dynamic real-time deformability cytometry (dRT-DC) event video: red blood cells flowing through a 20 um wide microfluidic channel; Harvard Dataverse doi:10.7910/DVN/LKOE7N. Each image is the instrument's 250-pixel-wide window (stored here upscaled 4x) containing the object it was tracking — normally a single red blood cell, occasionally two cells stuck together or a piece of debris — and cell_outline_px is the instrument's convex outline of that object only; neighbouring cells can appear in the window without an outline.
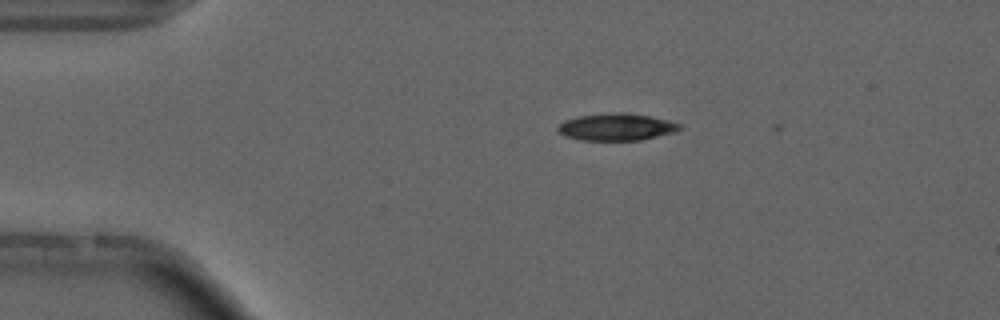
{"species": "common noctule bat (a hibernating species)", "species_latin": "Nyctalus noctula", "temperature_condition": "cold", "stored_images_in_passage": 4, "camera_frame_rate_fps": 3000, "um_per_image_px": 0.085, "animal": {"sex": "male", "forearm_length_mm": 52.5}, "frame": {"image": 1, "passage_image": 4, "time_ms": 4.667, "image_size_px": [1000, 320], "cell_outline_px": [[684, 128], [676, 132], [640, 140], [580, 140], [564, 136], [556, 132], [556, 128], [564, 120], [576, 116], [608, 112], [624, 112], [652, 116], [684, 124]], "centroid_in_image_um": [52.41, 10.78], "position_along_channel_um": 32.6, "area_um2": 19.77}}